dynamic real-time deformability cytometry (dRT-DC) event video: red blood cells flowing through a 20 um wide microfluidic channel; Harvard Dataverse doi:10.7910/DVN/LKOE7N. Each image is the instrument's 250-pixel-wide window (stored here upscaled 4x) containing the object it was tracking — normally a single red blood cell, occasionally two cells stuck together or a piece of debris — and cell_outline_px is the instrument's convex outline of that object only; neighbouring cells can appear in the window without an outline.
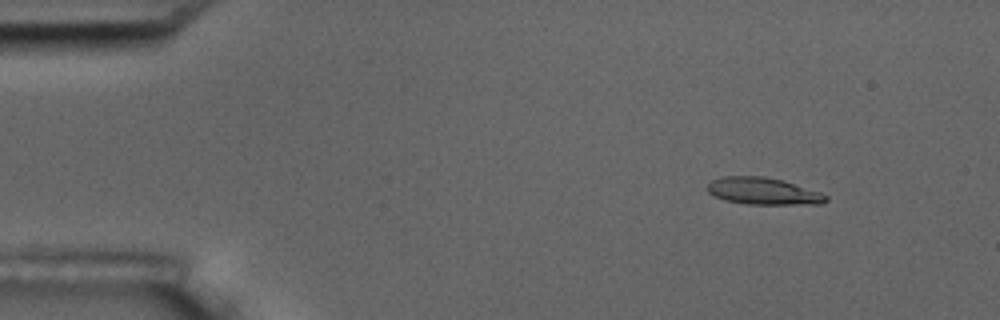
{"species": "common noctule bat (a hibernating species)", "species_latin": "Nyctalus noctula", "temperature_condition": "room temperature", "stored_images_in_passage": 4, "camera_frame_rate_fps": 3000, "um_per_image_px": 0.085, "animal": {"sex": "male", "body_mass_g": 17.5, "forearm_length_mm": 52.3}, "frame": {"image": 1, "passage_image": 1, "time_ms": 0.0, "image_size_px": [1000, 320], "cell_outline_px": [[828, 200], [820, 204], [748, 204], [724, 200], [712, 196], [704, 188], [712, 180], [720, 176], [764, 176], [784, 180], [820, 192], [828, 196]], "centroid_in_image_um": [64.83, 16.24], "position_along_channel_um": 20.2, "area_um2": 18.9}}
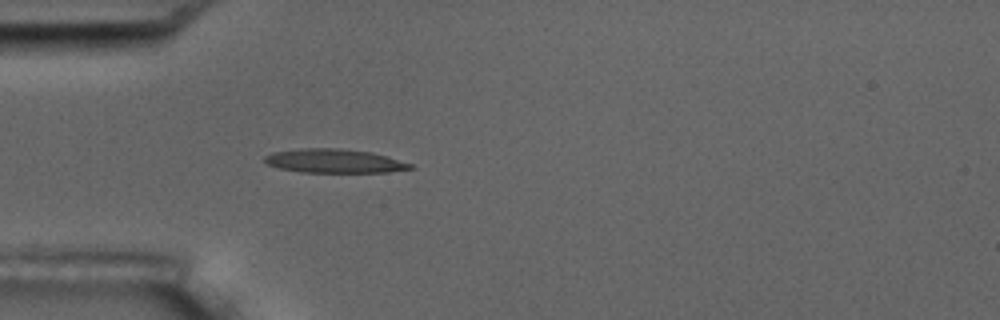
{"frame": {"image": 2, "passage_image": 4, "time_ms": 3.333, "image_size_px": [1000, 320], "cell_outline_px": [[412, 168], [388, 172], [304, 172], [280, 168], [268, 164], [264, 160], [264, 156], [272, 152], [300, 148], [340, 148], [372, 152], [412, 164]], "centroid_in_image_um": [28.38, 13.67], "position_along_channel_um": 56.6, "area_um2": 20.06}}